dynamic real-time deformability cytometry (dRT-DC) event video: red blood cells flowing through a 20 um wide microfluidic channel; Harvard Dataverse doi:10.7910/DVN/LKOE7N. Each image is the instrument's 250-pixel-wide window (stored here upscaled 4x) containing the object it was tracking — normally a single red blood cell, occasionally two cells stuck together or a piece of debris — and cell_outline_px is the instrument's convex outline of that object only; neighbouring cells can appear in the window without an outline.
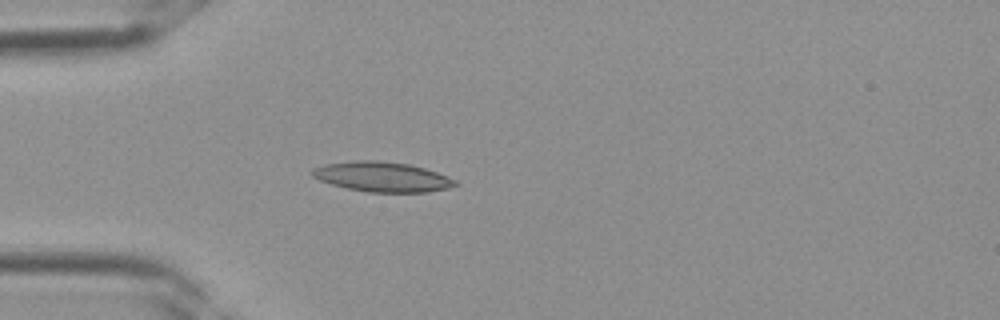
{"species": "Egyptian fruit bat (a non-hibernating species)", "species_latin": "Rousettus aegyptiacus", "temperature_condition": "room temperature", "stored_images_in_passage": 2, "camera_frame_rate_fps": 3000, "um_per_image_px": 0.085, "frame": {"image": 1, "passage_image": 2, "time_ms": 0.333, "image_size_px": [1000, 320], "cell_outline_px": [[460, 184], [448, 188], [428, 192], [368, 192], [348, 188], [332, 184], [320, 180], [312, 176], [312, 168], [324, 164], [356, 160], [376, 160], [408, 164], [424, 168], [448, 176], [456, 180]], "centroid_in_image_um": [32.5, 15.03], "position_along_channel_um": 52.5, "area_um2": 24.85}}